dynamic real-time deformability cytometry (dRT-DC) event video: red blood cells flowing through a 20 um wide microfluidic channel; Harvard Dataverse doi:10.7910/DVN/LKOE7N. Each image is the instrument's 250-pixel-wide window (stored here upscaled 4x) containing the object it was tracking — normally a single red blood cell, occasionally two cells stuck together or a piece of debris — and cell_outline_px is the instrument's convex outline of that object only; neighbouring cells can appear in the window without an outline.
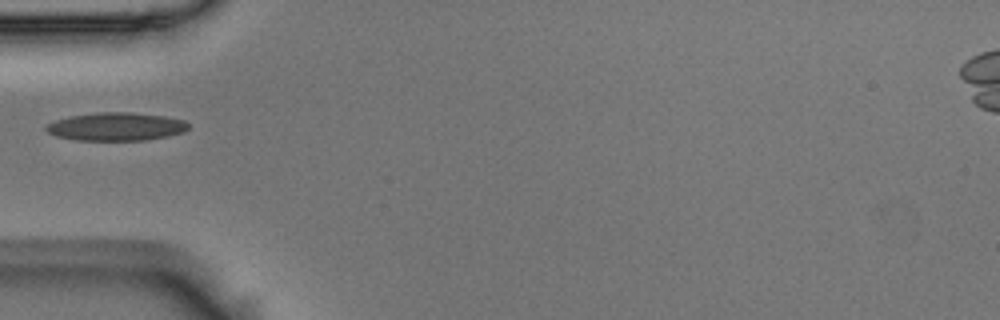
{"species": "Egyptian fruit bat (a non-hibernating species)", "species_latin": "Rousettus aegyptiacus", "temperature_condition": "room temperature", "stored_images_in_passage": 1, "camera_frame_rate_fps": 3000, "um_per_image_px": 0.085, "animal": {"sex": "male"}, "frame": {"image": 1, "passage_image": 1, "time_ms": 0.0, "image_size_px": [1000, 320], "cell_outline_px": [[188, 128], [184, 132], [168, 136], [144, 140], [76, 140], [56, 136], [48, 132], [44, 128], [48, 124], [56, 120], [68, 116], [96, 112], [128, 112], [164, 116], [184, 120], [188, 124]], "centroid_in_image_um": [9.86, 10.76], "position_along_channel_um": 75.1, "area_um2": 23.29}}